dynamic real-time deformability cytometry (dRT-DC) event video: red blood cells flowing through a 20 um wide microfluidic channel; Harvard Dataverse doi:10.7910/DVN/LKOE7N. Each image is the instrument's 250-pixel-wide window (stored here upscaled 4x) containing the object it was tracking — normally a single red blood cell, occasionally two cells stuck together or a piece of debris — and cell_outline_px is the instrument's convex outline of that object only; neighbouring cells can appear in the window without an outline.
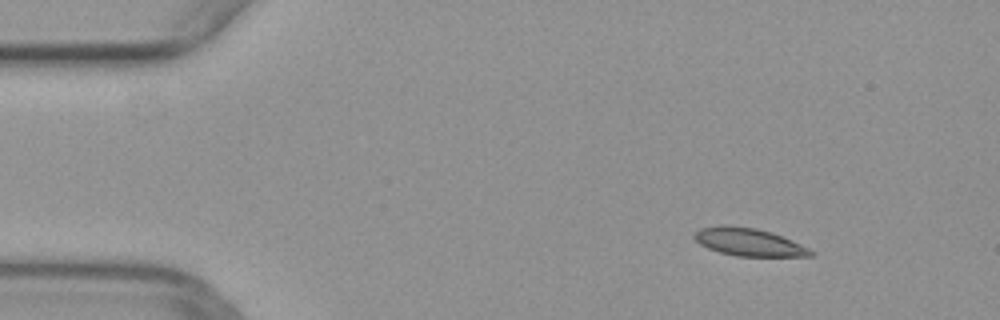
{"species": "common noctule bat (a hibernating species)", "species_latin": "Nyctalus noctula", "temperature_condition": "warm", "stored_images_in_passage": 44, "camera_frame_rate_fps": 3000, "um_per_image_px": 0.085, "animal": {"sex": "female", "body_mass_g": 29.2, "forearm_length_mm": 56.3}, "frame": {"image": 1, "passage_image": 1, "time_ms": 0.0, "image_size_px": [1000, 320], "cell_outline_px": [[816, 252], [812, 256], [736, 256], [720, 252], [708, 248], [700, 244], [692, 236], [700, 228], [720, 224], [724, 224], [756, 228], [772, 232], [792, 240]], "centroid_in_image_um": [63.64, 20.56], "position_along_channel_um": 21.4, "area_um2": 18.9}}
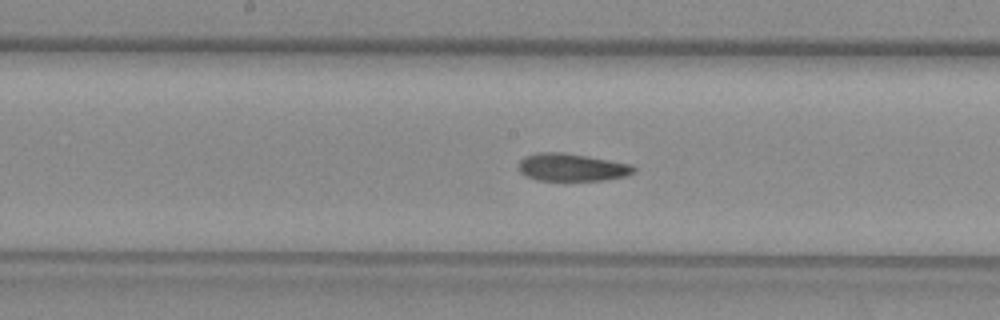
{"frame": {"image": 2, "passage_image": 20, "time_ms": 6.333, "image_size_px": [1000, 320], "cell_outline_px": [[636, 172], [628, 176], [604, 180], [536, 180], [520, 172], [516, 168], [516, 164], [524, 156], [536, 152], [564, 152], [632, 164], [636, 168]], "centroid_in_image_um": [48.59, 14.21], "position_along_channel_um": 199.6, "area_um2": 18.84}}
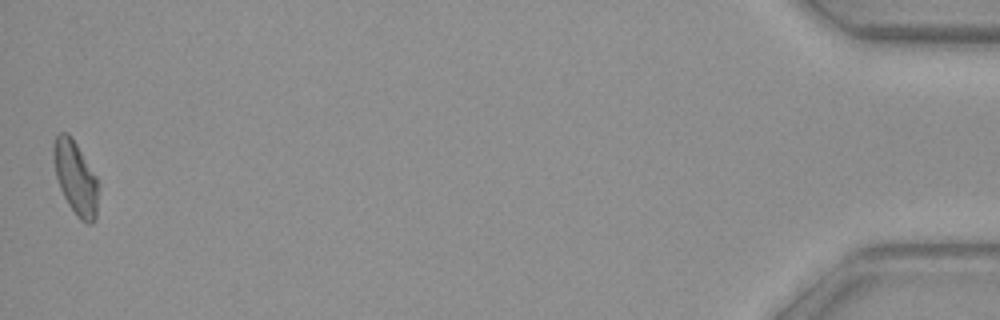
{"frame": {"image": 3, "passage_image": 44, "time_ms": 14.333, "image_size_px": [1000, 320], "cell_outline_px": [[100, 184], [96, 220], [92, 224], [88, 224], [80, 220], [76, 216], [68, 204], [60, 188], [56, 176], [52, 152], [52, 144], [56, 136], [60, 132], [68, 132], [76, 144], [96, 176]], "centroid_in_image_um": [6.44, 15.15], "position_along_channel_um": 428.8, "area_um2": 19.48}}